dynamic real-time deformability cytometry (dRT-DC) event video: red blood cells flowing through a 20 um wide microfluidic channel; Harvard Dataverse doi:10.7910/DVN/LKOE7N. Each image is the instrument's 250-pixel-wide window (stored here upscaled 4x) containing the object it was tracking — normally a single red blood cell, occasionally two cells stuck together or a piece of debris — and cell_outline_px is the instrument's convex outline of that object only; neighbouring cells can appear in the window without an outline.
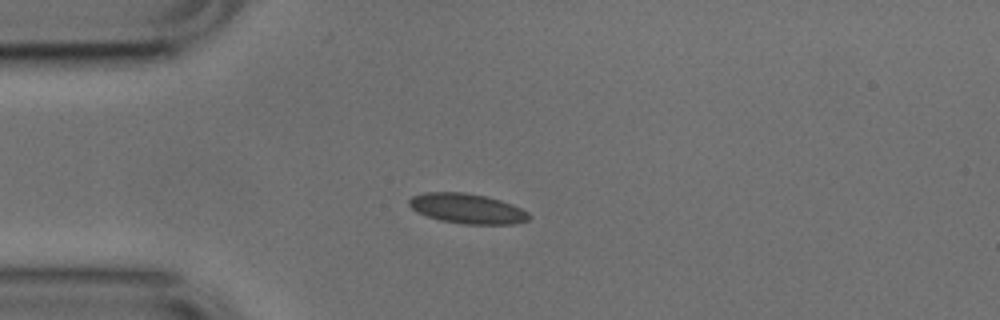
{"species": "common noctule bat (a hibernating species)", "species_latin": "Nyctalus noctula", "temperature_condition": "cold", "stored_images_in_passage": 3, "camera_frame_rate_fps": 3000, "um_per_image_px": 0.085, "animal": {"sex": "male", "body_mass_g": 17.9, "forearm_length_mm": 54.2}, "frame": {"image": 1, "passage_image": 1, "time_ms": 0.0, "image_size_px": [1000, 320], "cell_outline_px": [[532, 216], [528, 220], [516, 224], [464, 224], [440, 220], [416, 212], [408, 204], [408, 200], [412, 196], [424, 192], [464, 192], [484, 196], [500, 200], [512, 204], [528, 212]], "centroid_in_image_um": [39.71, 17.73], "position_along_channel_um": 45.3, "area_um2": 20.98}}